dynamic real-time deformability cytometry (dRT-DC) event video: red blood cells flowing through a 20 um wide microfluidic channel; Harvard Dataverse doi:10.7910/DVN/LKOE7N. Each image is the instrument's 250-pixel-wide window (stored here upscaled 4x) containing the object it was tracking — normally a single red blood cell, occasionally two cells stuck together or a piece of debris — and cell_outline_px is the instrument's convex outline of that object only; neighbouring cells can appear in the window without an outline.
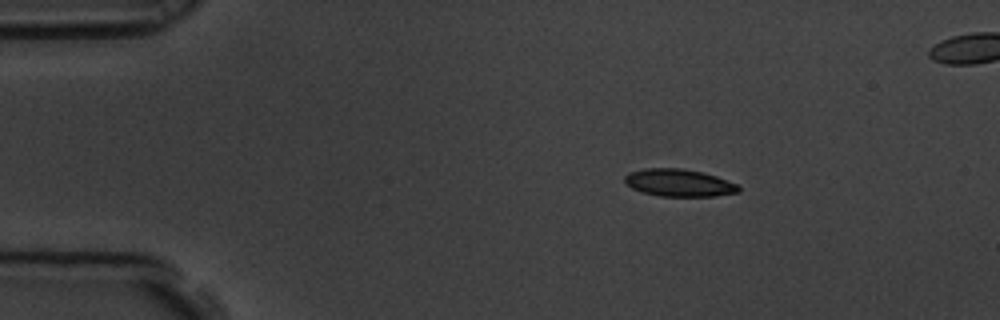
{"species": "common noctule bat (a hibernating species)", "species_latin": "Nyctalus noctula", "temperature_condition": "room temperature", "stored_images_in_passage": 50, "segment_of_instrument_passage": [1, 2], "camera_frame_rate_fps": 3000, "um_per_image_px": 0.085, "animal": {"sex": "male", "body_mass_g": 19.5, "forearm_length_mm": 54.6}, "frame": {"image": 1, "passage_image": 1, "time_ms": 0.0, "image_size_px": [1000, 320], "cell_outline_px": [[740, 188], [736, 192], [712, 196], [664, 196], [644, 192], [632, 188], [624, 180], [624, 176], [632, 172], [648, 168], [676, 168], [700, 172], [736, 184]], "centroid_in_image_um": [57.67, 15.54], "position_along_channel_um": 27.3, "area_um2": 17.4}}
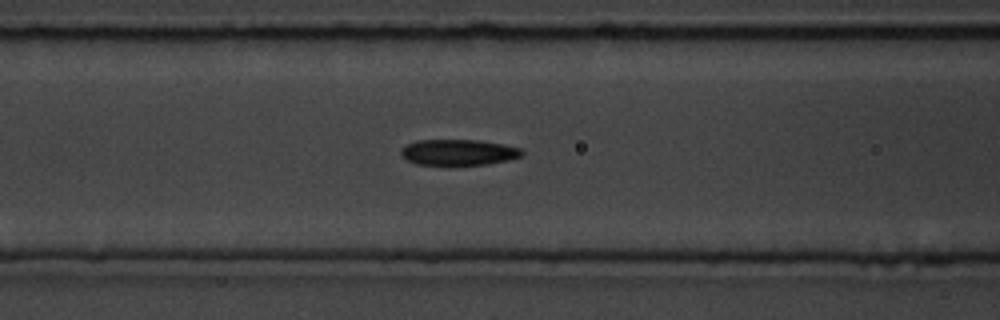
{"frame": {"image": 2, "passage_image": 15, "time_ms": 4.667, "image_size_px": [1000, 320], "cell_outline_px": [[524, 152], [520, 156], [504, 160], [484, 164], [420, 164], [408, 160], [400, 152], [408, 144], [420, 140], [472, 140], [500, 144], [520, 148]], "centroid_in_image_um": [38.96, 12.93], "position_along_channel_um": 127.6, "area_um2": 17.4}}
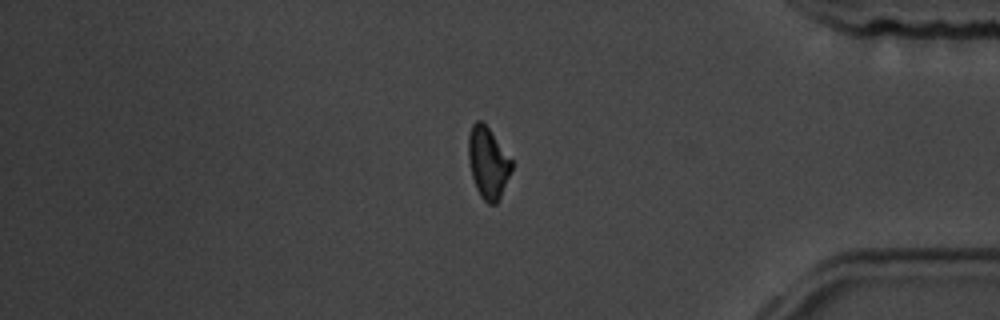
{"frame": {"image": 3, "passage_image": 40, "time_ms": 13.0, "image_size_px": [1000, 320], "cell_outline_px": [[512, 168], [500, 196], [496, 204], [488, 204], [480, 196], [472, 176], [468, 156], [468, 136], [472, 124], [476, 120], [480, 120], [488, 128], [512, 160]], "centroid_in_image_um": [41.46, 13.82], "position_along_channel_um": 393.7, "area_um2": 17.57}}